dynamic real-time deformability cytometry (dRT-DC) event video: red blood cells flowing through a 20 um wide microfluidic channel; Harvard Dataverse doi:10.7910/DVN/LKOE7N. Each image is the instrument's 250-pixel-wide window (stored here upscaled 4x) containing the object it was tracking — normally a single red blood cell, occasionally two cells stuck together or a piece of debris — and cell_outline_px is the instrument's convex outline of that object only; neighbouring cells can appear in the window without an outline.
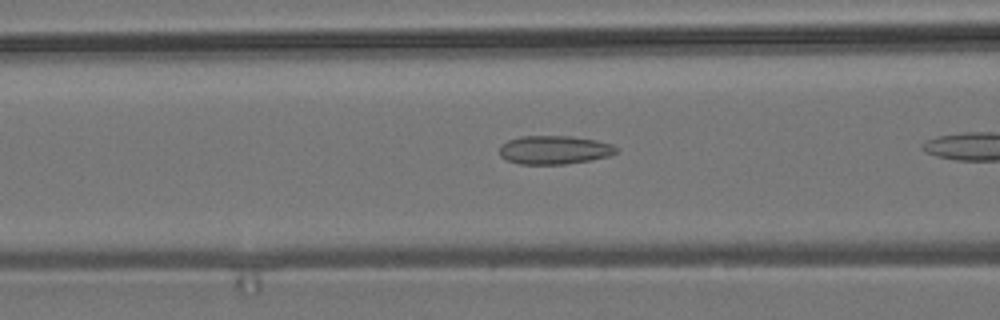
{"species": "common noctule bat (a hibernating species)", "species_latin": "Nyctalus noctula", "temperature_condition": "room temperature", "stored_images_in_passage": 7, "camera_frame_rate_fps": 3000, "um_per_image_px": 0.085, "animal": {"sex": "male", "body_mass_g": 19.2, "forearm_length_mm": 51.8}, "frame": {"image": 1, "passage_image": 6, "time_ms": 1.667, "image_size_px": [1000, 320], "cell_outline_px": [[620, 148], [616, 152], [608, 156], [592, 160], [564, 164], [520, 164], [508, 160], [500, 156], [500, 148], [508, 140], [520, 136], [572, 136], [596, 140], [612, 144]], "centroid_in_image_um": [47.15, 12.74], "position_along_channel_um": 119.4, "area_um2": 19.42}}